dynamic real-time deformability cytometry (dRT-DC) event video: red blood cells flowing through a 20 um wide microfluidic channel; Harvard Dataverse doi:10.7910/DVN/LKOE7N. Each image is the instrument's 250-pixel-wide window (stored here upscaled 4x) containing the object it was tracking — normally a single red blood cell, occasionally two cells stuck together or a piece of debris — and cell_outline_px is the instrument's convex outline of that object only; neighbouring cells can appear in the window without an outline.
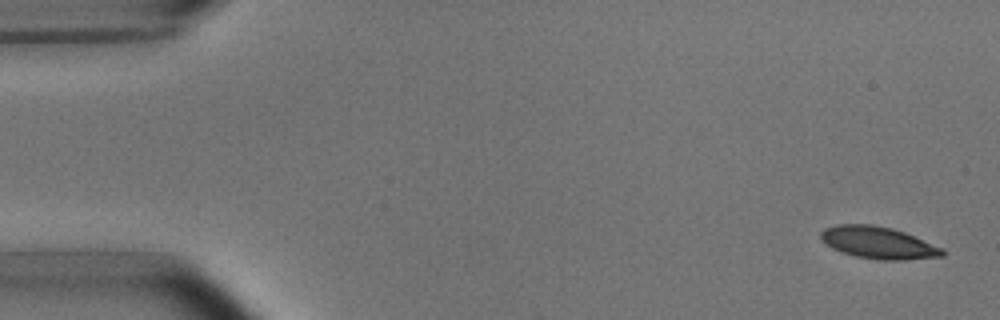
{"species": "common noctule bat (a hibernating species)", "species_latin": "Nyctalus noctula", "temperature_condition": "room temperature", "stored_images_in_passage": 7, "camera_frame_rate_fps": 3000, "um_per_image_px": 0.085, "animal": {"sex": "male", "body_mass_g": 15.6}, "frame": {"image": 1, "passage_image": 1, "time_ms": 0.0, "image_size_px": [1000, 320], "cell_outline_px": [[944, 256], [904, 260], [876, 260], [856, 256], [840, 252], [832, 248], [820, 236], [820, 232], [824, 228], [836, 224], [872, 224], [892, 228], [904, 232], [944, 248]], "centroid_in_image_um": [74.66, 20.63], "position_along_channel_um": 10.3, "area_um2": 22.77}}